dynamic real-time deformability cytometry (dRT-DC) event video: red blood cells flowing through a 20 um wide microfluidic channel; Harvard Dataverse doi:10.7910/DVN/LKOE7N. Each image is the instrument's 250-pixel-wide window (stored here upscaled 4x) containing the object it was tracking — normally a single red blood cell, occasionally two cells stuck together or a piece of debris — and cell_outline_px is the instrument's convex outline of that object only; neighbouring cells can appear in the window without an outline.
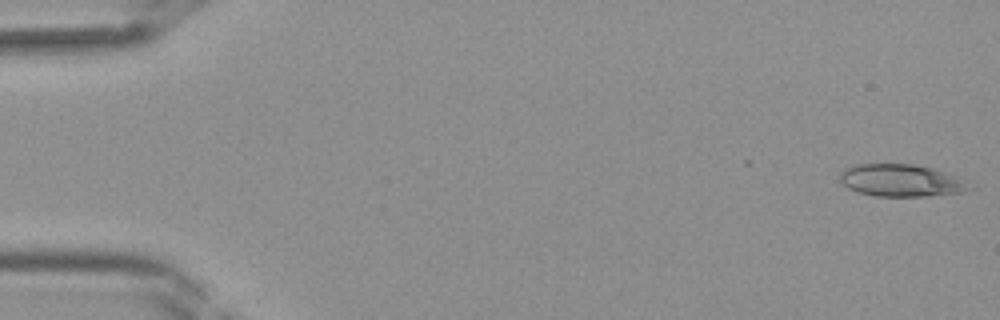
{"species": "Egyptian fruit bat (a non-hibernating species)", "species_latin": "Rousettus aegyptiacus", "temperature_condition": "room temperature", "stored_images_in_passage": 36, "camera_frame_rate_fps": 3000, "um_per_image_px": 0.085, "frame": {"image": 1, "passage_image": 1, "time_ms": 0.0, "image_size_px": [1000, 320], "cell_outline_px": [[964, 188], [960, 192], [928, 196], [876, 196], [860, 192], [848, 188], [840, 180], [840, 172], [844, 168], [852, 164], [912, 164], [936, 168], [956, 176]], "centroid_in_image_um": [76.44, 15.31], "position_along_channel_um": 8.6, "area_um2": 23.76}}
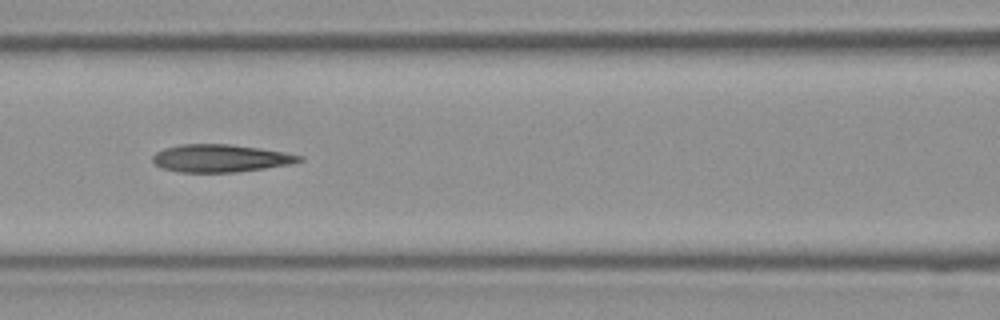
{"frame": {"image": 2, "passage_image": 18, "time_ms": 5.667, "image_size_px": [1000, 320], "cell_outline_px": [[304, 160], [292, 164], [236, 172], [180, 172], [160, 168], [152, 164], [152, 156], [156, 152], [164, 148], [180, 144], [232, 144], [260, 148], [284, 152], [304, 156]], "centroid_in_image_um": [18.72, 13.45], "position_along_channel_um": 147.9, "area_um2": 23.87}}
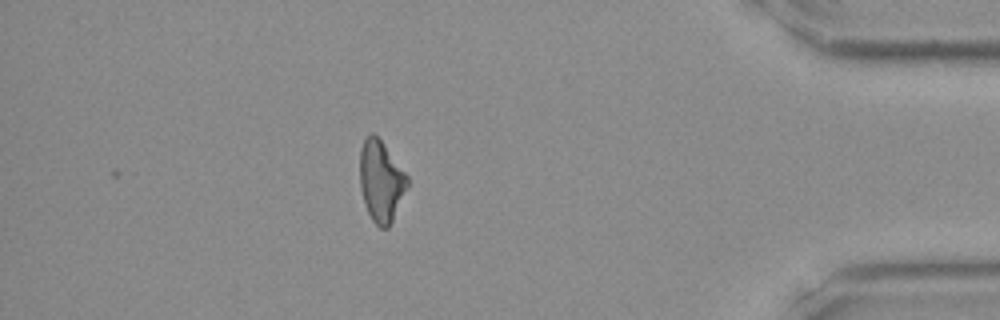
{"frame": {"image": 3, "passage_image": 36, "time_ms": 11.667, "image_size_px": [1000, 320], "cell_outline_px": [[408, 188], [388, 228], [380, 228], [372, 220], [364, 204], [360, 188], [360, 148], [364, 140], [372, 132], [380, 140], [408, 176]], "centroid_in_image_um": [32.38, 15.42], "position_along_channel_um": 402.8, "area_um2": 22.25}}